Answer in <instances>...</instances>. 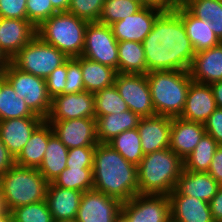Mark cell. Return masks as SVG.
Returning <instances> with one entry per match:
<instances>
[{
	"instance_id": "obj_1",
	"label": "cell",
	"mask_w": 222,
	"mask_h": 222,
	"mask_svg": "<svg viewBox=\"0 0 222 222\" xmlns=\"http://www.w3.org/2000/svg\"><path fill=\"white\" fill-rule=\"evenodd\" d=\"M146 74L150 71H189L196 54L185 26L174 9H165L142 42Z\"/></svg>"
},
{
	"instance_id": "obj_2",
	"label": "cell",
	"mask_w": 222,
	"mask_h": 222,
	"mask_svg": "<svg viewBox=\"0 0 222 222\" xmlns=\"http://www.w3.org/2000/svg\"><path fill=\"white\" fill-rule=\"evenodd\" d=\"M93 189L121 203L139 194L137 166L128 162L109 143H98L93 160Z\"/></svg>"
},
{
	"instance_id": "obj_3",
	"label": "cell",
	"mask_w": 222,
	"mask_h": 222,
	"mask_svg": "<svg viewBox=\"0 0 222 222\" xmlns=\"http://www.w3.org/2000/svg\"><path fill=\"white\" fill-rule=\"evenodd\" d=\"M183 170V160L170 148L145 154L137 166L139 194L169 195Z\"/></svg>"
},
{
	"instance_id": "obj_4",
	"label": "cell",
	"mask_w": 222,
	"mask_h": 222,
	"mask_svg": "<svg viewBox=\"0 0 222 222\" xmlns=\"http://www.w3.org/2000/svg\"><path fill=\"white\" fill-rule=\"evenodd\" d=\"M156 115L180 117L192 82L189 71H150L146 74Z\"/></svg>"
},
{
	"instance_id": "obj_5",
	"label": "cell",
	"mask_w": 222,
	"mask_h": 222,
	"mask_svg": "<svg viewBox=\"0 0 222 222\" xmlns=\"http://www.w3.org/2000/svg\"><path fill=\"white\" fill-rule=\"evenodd\" d=\"M48 184L37 168L17 164L0 177V189L9 211L22 205L44 201Z\"/></svg>"
},
{
	"instance_id": "obj_6",
	"label": "cell",
	"mask_w": 222,
	"mask_h": 222,
	"mask_svg": "<svg viewBox=\"0 0 222 222\" xmlns=\"http://www.w3.org/2000/svg\"><path fill=\"white\" fill-rule=\"evenodd\" d=\"M89 22L68 12H59L43 21L37 36L56 47L68 58L81 56L85 45V31Z\"/></svg>"
},
{
	"instance_id": "obj_7",
	"label": "cell",
	"mask_w": 222,
	"mask_h": 222,
	"mask_svg": "<svg viewBox=\"0 0 222 222\" xmlns=\"http://www.w3.org/2000/svg\"><path fill=\"white\" fill-rule=\"evenodd\" d=\"M67 59L63 52L36 35L11 59V63L24 72L46 79Z\"/></svg>"
},
{
	"instance_id": "obj_8",
	"label": "cell",
	"mask_w": 222,
	"mask_h": 222,
	"mask_svg": "<svg viewBox=\"0 0 222 222\" xmlns=\"http://www.w3.org/2000/svg\"><path fill=\"white\" fill-rule=\"evenodd\" d=\"M3 75L14 88L16 95L24 99L27 107L45 120L49 115L52 100L47 92L45 78L24 72L12 63L3 71Z\"/></svg>"
},
{
	"instance_id": "obj_9",
	"label": "cell",
	"mask_w": 222,
	"mask_h": 222,
	"mask_svg": "<svg viewBox=\"0 0 222 222\" xmlns=\"http://www.w3.org/2000/svg\"><path fill=\"white\" fill-rule=\"evenodd\" d=\"M118 55V41L114 37L111 26L99 22L88 23L81 56L110 66L119 73Z\"/></svg>"
},
{
	"instance_id": "obj_10",
	"label": "cell",
	"mask_w": 222,
	"mask_h": 222,
	"mask_svg": "<svg viewBox=\"0 0 222 222\" xmlns=\"http://www.w3.org/2000/svg\"><path fill=\"white\" fill-rule=\"evenodd\" d=\"M114 85L129 110L140 118L156 115L146 74L117 73Z\"/></svg>"
},
{
	"instance_id": "obj_11",
	"label": "cell",
	"mask_w": 222,
	"mask_h": 222,
	"mask_svg": "<svg viewBox=\"0 0 222 222\" xmlns=\"http://www.w3.org/2000/svg\"><path fill=\"white\" fill-rule=\"evenodd\" d=\"M121 214L129 222H171L169 197L137 194L122 203Z\"/></svg>"
},
{
	"instance_id": "obj_12",
	"label": "cell",
	"mask_w": 222,
	"mask_h": 222,
	"mask_svg": "<svg viewBox=\"0 0 222 222\" xmlns=\"http://www.w3.org/2000/svg\"><path fill=\"white\" fill-rule=\"evenodd\" d=\"M122 203L94 189L83 192L76 215L77 222H116Z\"/></svg>"
},
{
	"instance_id": "obj_13",
	"label": "cell",
	"mask_w": 222,
	"mask_h": 222,
	"mask_svg": "<svg viewBox=\"0 0 222 222\" xmlns=\"http://www.w3.org/2000/svg\"><path fill=\"white\" fill-rule=\"evenodd\" d=\"M165 9L155 5H145L138 12L111 25L114 37L118 42H143L150 33L157 17Z\"/></svg>"
},
{
	"instance_id": "obj_14",
	"label": "cell",
	"mask_w": 222,
	"mask_h": 222,
	"mask_svg": "<svg viewBox=\"0 0 222 222\" xmlns=\"http://www.w3.org/2000/svg\"><path fill=\"white\" fill-rule=\"evenodd\" d=\"M53 133L68 148L96 146V119L79 118L70 120H46Z\"/></svg>"
},
{
	"instance_id": "obj_15",
	"label": "cell",
	"mask_w": 222,
	"mask_h": 222,
	"mask_svg": "<svg viewBox=\"0 0 222 222\" xmlns=\"http://www.w3.org/2000/svg\"><path fill=\"white\" fill-rule=\"evenodd\" d=\"M95 118L94 93L82 91L59 94L52 98L51 109L45 120Z\"/></svg>"
},
{
	"instance_id": "obj_16",
	"label": "cell",
	"mask_w": 222,
	"mask_h": 222,
	"mask_svg": "<svg viewBox=\"0 0 222 222\" xmlns=\"http://www.w3.org/2000/svg\"><path fill=\"white\" fill-rule=\"evenodd\" d=\"M172 118L162 115L140 118L137 130L143 154L160 151L170 146Z\"/></svg>"
},
{
	"instance_id": "obj_17",
	"label": "cell",
	"mask_w": 222,
	"mask_h": 222,
	"mask_svg": "<svg viewBox=\"0 0 222 222\" xmlns=\"http://www.w3.org/2000/svg\"><path fill=\"white\" fill-rule=\"evenodd\" d=\"M217 108L210 84L192 80L180 118L204 124Z\"/></svg>"
},
{
	"instance_id": "obj_18",
	"label": "cell",
	"mask_w": 222,
	"mask_h": 222,
	"mask_svg": "<svg viewBox=\"0 0 222 222\" xmlns=\"http://www.w3.org/2000/svg\"><path fill=\"white\" fill-rule=\"evenodd\" d=\"M44 121L42 117H23L0 121V139L16 158L34 130Z\"/></svg>"
},
{
	"instance_id": "obj_19",
	"label": "cell",
	"mask_w": 222,
	"mask_h": 222,
	"mask_svg": "<svg viewBox=\"0 0 222 222\" xmlns=\"http://www.w3.org/2000/svg\"><path fill=\"white\" fill-rule=\"evenodd\" d=\"M36 35V27L28 20L0 18V47L10 59Z\"/></svg>"
},
{
	"instance_id": "obj_20",
	"label": "cell",
	"mask_w": 222,
	"mask_h": 222,
	"mask_svg": "<svg viewBox=\"0 0 222 222\" xmlns=\"http://www.w3.org/2000/svg\"><path fill=\"white\" fill-rule=\"evenodd\" d=\"M206 134L204 124L172 118L170 129V146L182 160L188 157Z\"/></svg>"
},
{
	"instance_id": "obj_21",
	"label": "cell",
	"mask_w": 222,
	"mask_h": 222,
	"mask_svg": "<svg viewBox=\"0 0 222 222\" xmlns=\"http://www.w3.org/2000/svg\"><path fill=\"white\" fill-rule=\"evenodd\" d=\"M171 222H215L208 202L173 190L169 195Z\"/></svg>"
},
{
	"instance_id": "obj_22",
	"label": "cell",
	"mask_w": 222,
	"mask_h": 222,
	"mask_svg": "<svg viewBox=\"0 0 222 222\" xmlns=\"http://www.w3.org/2000/svg\"><path fill=\"white\" fill-rule=\"evenodd\" d=\"M173 9L184 24L195 53L210 49L221 43L213 32L212 22L196 18L180 2Z\"/></svg>"
},
{
	"instance_id": "obj_23",
	"label": "cell",
	"mask_w": 222,
	"mask_h": 222,
	"mask_svg": "<svg viewBox=\"0 0 222 222\" xmlns=\"http://www.w3.org/2000/svg\"><path fill=\"white\" fill-rule=\"evenodd\" d=\"M189 72L195 82L211 84L221 81L222 42L215 47L196 53Z\"/></svg>"
},
{
	"instance_id": "obj_24",
	"label": "cell",
	"mask_w": 222,
	"mask_h": 222,
	"mask_svg": "<svg viewBox=\"0 0 222 222\" xmlns=\"http://www.w3.org/2000/svg\"><path fill=\"white\" fill-rule=\"evenodd\" d=\"M221 185L207 172L183 170L175 186L179 195L196 197L210 202Z\"/></svg>"
},
{
	"instance_id": "obj_25",
	"label": "cell",
	"mask_w": 222,
	"mask_h": 222,
	"mask_svg": "<svg viewBox=\"0 0 222 222\" xmlns=\"http://www.w3.org/2000/svg\"><path fill=\"white\" fill-rule=\"evenodd\" d=\"M83 192L48 184L46 202L53 220L75 219Z\"/></svg>"
},
{
	"instance_id": "obj_26",
	"label": "cell",
	"mask_w": 222,
	"mask_h": 222,
	"mask_svg": "<svg viewBox=\"0 0 222 222\" xmlns=\"http://www.w3.org/2000/svg\"><path fill=\"white\" fill-rule=\"evenodd\" d=\"M53 134L50 123L44 120L32 133L19 155L15 164L23 167L39 168L42 163L49 137Z\"/></svg>"
},
{
	"instance_id": "obj_27",
	"label": "cell",
	"mask_w": 222,
	"mask_h": 222,
	"mask_svg": "<svg viewBox=\"0 0 222 222\" xmlns=\"http://www.w3.org/2000/svg\"><path fill=\"white\" fill-rule=\"evenodd\" d=\"M95 119L98 142L108 143L123 131L137 128L140 117L131 110H126L117 114L95 116Z\"/></svg>"
},
{
	"instance_id": "obj_28",
	"label": "cell",
	"mask_w": 222,
	"mask_h": 222,
	"mask_svg": "<svg viewBox=\"0 0 222 222\" xmlns=\"http://www.w3.org/2000/svg\"><path fill=\"white\" fill-rule=\"evenodd\" d=\"M83 83L87 92L95 93L114 85L117 70L80 56Z\"/></svg>"
},
{
	"instance_id": "obj_29",
	"label": "cell",
	"mask_w": 222,
	"mask_h": 222,
	"mask_svg": "<svg viewBox=\"0 0 222 222\" xmlns=\"http://www.w3.org/2000/svg\"><path fill=\"white\" fill-rule=\"evenodd\" d=\"M67 156L68 148L53 133L49 137L42 163L38 168L48 183H51L66 168Z\"/></svg>"
},
{
	"instance_id": "obj_30",
	"label": "cell",
	"mask_w": 222,
	"mask_h": 222,
	"mask_svg": "<svg viewBox=\"0 0 222 222\" xmlns=\"http://www.w3.org/2000/svg\"><path fill=\"white\" fill-rule=\"evenodd\" d=\"M180 3L196 18L212 22L213 32L222 42V0H181Z\"/></svg>"
},
{
	"instance_id": "obj_31",
	"label": "cell",
	"mask_w": 222,
	"mask_h": 222,
	"mask_svg": "<svg viewBox=\"0 0 222 222\" xmlns=\"http://www.w3.org/2000/svg\"><path fill=\"white\" fill-rule=\"evenodd\" d=\"M118 52L119 73L146 74V57L141 42H118Z\"/></svg>"
},
{
	"instance_id": "obj_32",
	"label": "cell",
	"mask_w": 222,
	"mask_h": 222,
	"mask_svg": "<svg viewBox=\"0 0 222 222\" xmlns=\"http://www.w3.org/2000/svg\"><path fill=\"white\" fill-rule=\"evenodd\" d=\"M23 117H40L35 115L26 105L24 99L19 98L14 88L2 74V89L0 91V121Z\"/></svg>"
},
{
	"instance_id": "obj_33",
	"label": "cell",
	"mask_w": 222,
	"mask_h": 222,
	"mask_svg": "<svg viewBox=\"0 0 222 222\" xmlns=\"http://www.w3.org/2000/svg\"><path fill=\"white\" fill-rule=\"evenodd\" d=\"M219 144L208 134H205L192 153L186 157L184 169L194 172H208L213 155Z\"/></svg>"
},
{
	"instance_id": "obj_34",
	"label": "cell",
	"mask_w": 222,
	"mask_h": 222,
	"mask_svg": "<svg viewBox=\"0 0 222 222\" xmlns=\"http://www.w3.org/2000/svg\"><path fill=\"white\" fill-rule=\"evenodd\" d=\"M128 162L138 166L144 157L137 128L123 131L108 142Z\"/></svg>"
},
{
	"instance_id": "obj_35",
	"label": "cell",
	"mask_w": 222,
	"mask_h": 222,
	"mask_svg": "<svg viewBox=\"0 0 222 222\" xmlns=\"http://www.w3.org/2000/svg\"><path fill=\"white\" fill-rule=\"evenodd\" d=\"M93 168H65L51 183L85 192L93 189Z\"/></svg>"
},
{
	"instance_id": "obj_36",
	"label": "cell",
	"mask_w": 222,
	"mask_h": 222,
	"mask_svg": "<svg viewBox=\"0 0 222 222\" xmlns=\"http://www.w3.org/2000/svg\"><path fill=\"white\" fill-rule=\"evenodd\" d=\"M143 5L134 0H105L99 23L111 26L138 12Z\"/></svg>"
},
{
	"instance_id": "obj_37",
	"label": "cell",
	"mask_w": 222,
	"mask_h": 222,
	"mask_svg": "<svg viewBox=\"0 0 222 222\" xmlns=\"http://www.w3.org/2000/svg\"><path fill=\"white\" fill-rule=\"evenodd\" d=\"M95 116L120 113L129 110L115 85L94 93Z\"/></svg>"
},
{
	"instance_id": "obj_38",
	"label": "cell",
	"mask_w": 222,
	"mask_h": 222,
	"mask_svg": "<svg viewBox=\"0 0 222 222\" xmlns=\"http://www.w3.org/2000/svg\"><path fill=\"white\" fill-rule=\"evenodd\" d=\"M13 222H54L46 200L12 209Z\"/></svg>"
},
{
	"instance_id": "obj_39",
	"label": "cell",
	"mask_w": 222,
	"mask_h": 222,
	"mask_svg": "<svg viewBox=\"0 0 222 222\" xmlns=\"http://www.w3.org/2000/svg\"><path fill=\"white\" fill-rule=\"evenodd\" d=\"M105 0H70L67 12L87 22H98Z\"/></svg>"
},
{
	"instance_id": "obj_40",
	"label": "cell",
	"mask_w": 222,
	"mask_h": 222,
	"mask_svg": "<svg viewBox=\"0 0 222 222\" xmlns=\"http://www.w3.org/2000/svg\"><path fill=\"white\" fill-rule=\"evenodd\" d=\"M27 20L36 28L57 12L50 0H26Z\"/></svg>"
},
{
	"instance_id": "obj_41",
	"label": "cell",
	"mask_w": 222,
	"mask_h": 222,
	"mask_svg": "<svg viewBox=\"0 0 222 222\" xmlns=\"http://www.w3.org/2000/svg\"><path fill=\"white\" fill-rule=\"evenodd\" d=\"M85 91L83 76L80 66V56L67 59V80L65 94Z\"/></svg>"
},
{
	"instance_id": "obj_42",
	"label": "cell",
	"mask_w": 222,
	"mask_h": 222,
	"mask_svg": "<svg viewBox=\"0 0 222 222\" xmlns=\"http://www.w3.org/2000/svg\"><path fill=\"white\" fill-rule=\"evenodd\" d=\"M96 146L75 147L68 149L67 168H93Z\"/></svg>"
},
{
	"instance_id": "obj_43",
	"label": "cell",
	"mask_w": 222,
	"mask_h": 222,
	"mask_svg": "<svg viewBox=\"0 0 222 222\" xmlns=\"http://www.w3.org/2000/svg\"><path fill=\"white\" fill-rule=\"evenodd\" d=\"M45 80L47 92L51 98L59 94H65L67 80V60L63 65L56 68Z\"/></svg>"
},
{
	"instance_id": "obj_44",
	"label": "cell",
	"mask_w": 222,
	"mask_h": 222,
	"mask_svg": "<svg viewBox=\"0 0 222 222\" xmlns=\"http://www.w3.org/2000/svg\"><path fill=\"white\" fill-rule=\"evenodd\" d=\"M26 0H0V18L27 20Z\"/></svg>"
},
{
	"instance_id": "obj_45",
	"label": "cell",
	"mask_w": 222,
	"mask_h": 222,
	"mask_svg": "<svg viewBox=\"0 0 222 222\" xmlns=\"http://www.w3.org/2000/svg\"><path fill=\"white\" fill-rule=\"evenodd\" d=\"M206 134L213 137L219 145H222V108H216L204 123Z\"/></svg>"
},
{
	"instance_id": "obj_46",
	"label": "cell",
	"mask_w": 222,
	"mask_h": 222,
	"mask_svg": "<svg viewBox=\"0 0 222 222\" xmlns=\"http://www.w3.org/2000/svg\"><path fill=\"white\" fill-rule=\"evenodd\" d=\"M207 173L222 185V145L216 149Z\"/></svg>"
},
{
	"instance_id": "obj_47",
	"label": "cell",
	"mask_w": 222,
	"mask_h": 222,
	"mask_svg": "<svg viewBox=\"0 0 222 222\" xmlns=\"http://www.w3.org/2000/svg\"><path fill=\"white\" fill-rule=\"evenodd\" d=\"M15 164V158L0 139V177Z\"/></svg>"
},
{
	"instance_id": "obj_48",
	"label": "cell",
	"mask_w": 222,
	"mask_h": 222,
	"mask_svg": "<svg viewBox=\"0 0 222 222\" xmlns=\"http://www.w3.org/2000/svg\"><path fill=\"white\" fill-rule=\"evenodd\" d=\"M213 220L222 222V185L219 187L217 194L209 202Z\"/></svg>"
},
{
	"instance_id": "obj_49",
	"label": "cell",
	"mask_w": 222,
	"mask_h": 222,
	"mask_svg": "<svg viewBox=\"0 0 222 222\" xmlns=\"http://www.w3.org/2000/svg\"><path fill=\"white\" fill-rule=\"evenodd\" d=\"M217 107L222 108V80L210 84Z\"/></svg>"
},
{
	"instance_id": "obj_50",
	"label": "cell",
	"mask_w": 222,
	"mask_h": 222,
	"mask_svg": "<svg viewBox=\"0 0 222 222\" xmlns=\"http://www.w3.org/2000/svg\"><path fill=\"white\" fill-rule=\"evenodd\" d=\"M151 5L159 6L164 9H173L178 3V0H147Z\"/></svg>"
},
{
	"instance_id": "obj_51",
	"label": "cell",
	"mask_w": 222,
	"mask_h": 222,
	"mask_svg": "<svg viewBox=\"0 0 222 222\" xmlns=\"http://www.w3.org/2000/svg\"><path fill=\"white\" fill-rule=\"evenodd\" d=\"M53 6V9L59 12H67L70 0H50Z\"/></svg>"
},
{
	"instance_id": "obj_52",
	"label": "cell",
	"mask_w": 222,
	"mask_h": 222,
	"mask_svg": "<svg viewBox=\"0 0 222 222\" xmlns=\"http://www.w3.org/2000/svg\"><path fill=\"white\" fill-rule=\"evenodd\" d=\"M11 64V59L0 47V70L3 72Z\"/></svg>"
},
{
	"instance_id": "obj_53",
	"label": "cell",
	"mask_w": 222,
	"mask_h": 222,
	"mask_svg": "<svg viewBox=\"0 0 222 222\" xmlns=\"http://www.w3.org/2000/svg\"><path fill=\"white\" fill-rule=\"evenodd\" d=\"M9 210L6 207L4 197L0 189V215L6 214Z\"/></svg>"
},
{
	"instance_id": "obj_54",
	"label": "cell",
	"mask_w": 222,
	"mask_h": 222,
	"mask_svg": "<svg viewBox=\"0 0 222 222\" xmlns=\"http://www.w3.org/2000/svg\"><path fill=\"white\" fill-rule=\"evenodd\" d=\"M0 222H13L11 212L8 211L6 214L0 215Z\"/></svg>"
},
{
	"instance_id": "obj_55",
	"label": "cell",
	"mask_w": 222,
	"mask_h": 222,
	"mask_svg": "<svg viewBox=\"0 0 222 222\" xmlns=\"http://www.w3.org/2000/svg\"><path fill=\"white\" fill-rule=\"evenodd\" d=\"M116 222H129L122 214H120Z\"/></svg>"
},
{
	"instance_id": "obj_56",
	"label": "cell",
	"mask_w": 222,
	"mask_h": 222,
	"mask_svg": "<svg viewBox=\"0 0 222 222\" xmlns=\"http://www.w3.org/2000/svg\"><path fill=\"white\" fill-rule=\"evenodd\" d=\"M54 222H77L76 219H65V220H58V221H54Z\"/></svg>"
},
{
	"instance_id": "obj_57",
	"label": "cell",
	"mask_w": 222,
	"mask_h": 222,
	"mask_svg": "<svg viewBox=\"0 0 222 222\" xmlns=\"http://www.w3.org/2000/svg\"><path fill=\"white\" fill-rule=\"evenodd\" d=\"M134 1L140 2L143 6L150 4L147 0H134Z\"/></svg>"
},
{
	"instance_id": "obj_58",
	"label": "cell",
	"mask_w": 222,
	"mask_h": 222,
	"mask_svg": "<svg viewBox=\"0 0 222 222\" xmlns=\"http://www.w3.org/2000/svg\"><path fill=\"white\" fill-rule=\"evenodd\" d=\"M2 89V75L0 76V91Z\"/></svg>"
}]
</instances>
